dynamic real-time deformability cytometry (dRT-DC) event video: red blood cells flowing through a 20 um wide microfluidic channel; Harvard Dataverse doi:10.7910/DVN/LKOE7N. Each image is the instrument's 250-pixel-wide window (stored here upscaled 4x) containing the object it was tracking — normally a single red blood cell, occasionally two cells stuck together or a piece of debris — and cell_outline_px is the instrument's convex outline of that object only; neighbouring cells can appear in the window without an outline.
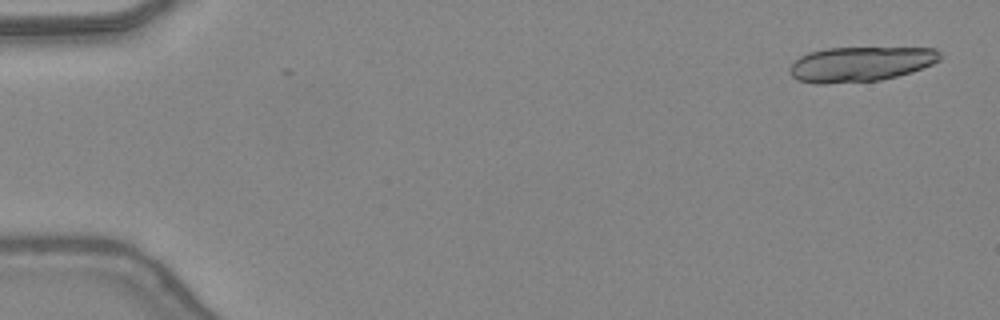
{"species": "common noctule bat (a hibernating species)", "species_latin": "Nyctalus noctula", "temperature_condition": "warm", "stored_images_in_passage": 2, "camera_frame_rate_fps": 3000, "um_per_image_px": 0.085, "animal": {"sex": "female", "body_mass_g": 24.6, "forearm_length_mm": 56.2}, "frame": {"image": 1, "passage_image": 2, "time_ms": 0.333, "image_size_px": [1000, 320], "cell_outline_px": [[940, 60], [932, 64], [912, 72], [880, 80], [824, 84], [816, 84], [800, 80], [792, 76], [788, 72], [788, 68], [800, 56], [808, 52], [824, 48], [936, 48], [940, 52]], "centroid_in_image_um": [73.12, 5.44], "position_along_channel_um": 11.9, "area_um2": 30.58}}